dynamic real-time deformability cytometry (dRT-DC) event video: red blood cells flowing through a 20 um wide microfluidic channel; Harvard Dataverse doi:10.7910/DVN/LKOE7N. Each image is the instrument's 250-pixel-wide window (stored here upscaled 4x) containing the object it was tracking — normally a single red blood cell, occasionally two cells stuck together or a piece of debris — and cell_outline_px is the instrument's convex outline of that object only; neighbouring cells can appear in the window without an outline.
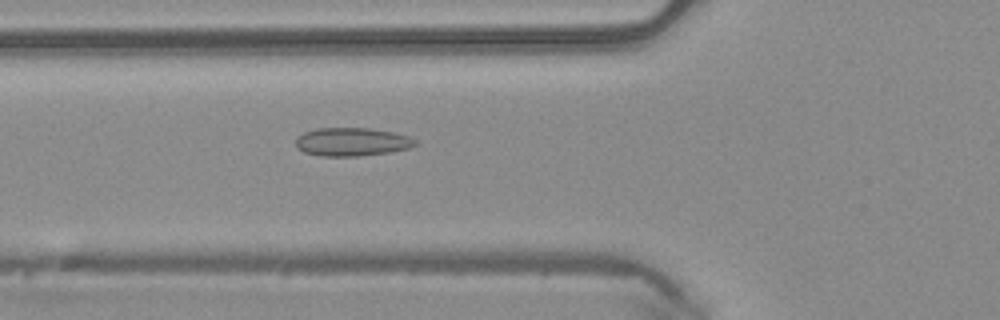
{"species": "common noctule bat (a hibernating species)", "species_latin": "Nyctalus noctula", "temperature_condition": "warm", "stored_images_in_passage": 49, "camera_frame_rate_fps": 3000, "um_per_image_px": 0.085, "animal": {"sex": "male", "body_mass_g": 20.4}, "frame": {"image": 1, "passage_image": 18, "time_ms": 5.667, "image_size_px": [1000, 320], "cell_outline_px": [[420, 144], [408, 148], [392, 152], [360, 156], [320, 156], [304, 152], [296, 148], [296, 136], [304, 132], [316, 128], [368, 128], [392, 132], [408, 136], [416, 140]], "centroid_in_image_um": [29.9, 12.06], "position_along_channel_um": 95.9, "area_um2": 19.94}}
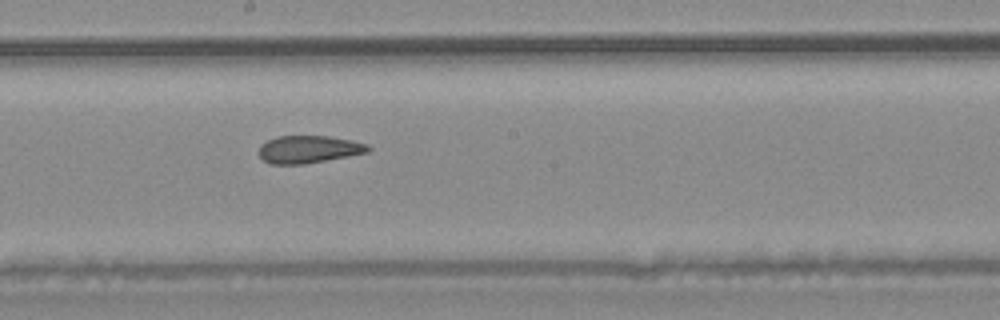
{"frame": {"image": 2, "passage_image": 27, "time_ms": 8.667, "image_size_px": [1000, 320], "cell_outline_px": [[372, 148], [368, 152], [348, 156], [304, 164], [268, 164], [260, 156], [260, 144], [276, 136], [328, 136], [352, 140], [368, 144]], "centroid_in_image_um": [26.25, 12.69], "position_along_channel_um": 222.0, "area_um2": 17.51}}
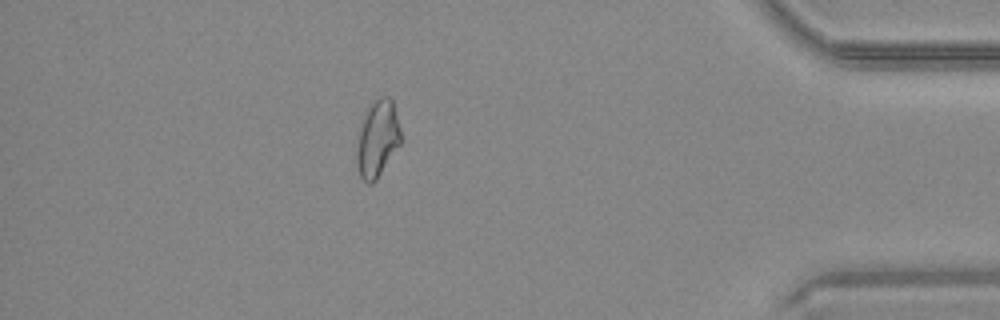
{"frame": {"image": 3, "passage_image": 43, "time_ms": 14.0, "image_size_px": [1000, 320], "cell_outline_px": [[400, 144], [376, 180], [372, 184], [368, 184], [360, 176], [356, 164], [356, 148], [360, 128], [364, 112], [380, 96], [388, 96], [392, 100], [400, 128]], "centroid_in_image_um": [32.06, 11.81], "position_along_channel_um": 403.1, "area_um2": 19.54}, "authors_computed_cell_mechanics": {"area_um2": 19.5364, "velocity_mm_per_s": 4.1827, "shape_relaxation_time_tau1_ms": null, "shape_relaxation_time_tau2_ms": 3.0298, "deformation_change_tau1": null, "deformation_change_tau2": 0.099}}